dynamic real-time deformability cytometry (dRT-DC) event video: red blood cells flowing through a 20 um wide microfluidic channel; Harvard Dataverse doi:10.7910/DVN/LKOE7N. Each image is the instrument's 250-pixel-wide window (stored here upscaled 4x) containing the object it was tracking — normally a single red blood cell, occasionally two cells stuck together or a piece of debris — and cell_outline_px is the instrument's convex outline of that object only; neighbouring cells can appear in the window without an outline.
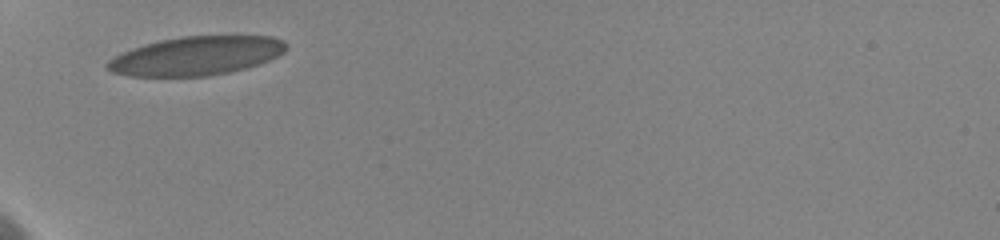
{"species": "human", "species_latin": "Homo sapiens", "temperature_condition": "cold", "stored_images_in_passage": 41, "camera_frame_rate_fps": 3000, "um_per_image_px": 0.085, "donor": {"sex": "female"}, "frame": {"image": 1, "passage_image": 1, "time_ms": 0.0, "image_size_px": [1000, 240], "cell_outline_px": [[288, 48], [284, 52], [268, 60], [244, 68], [228, 72], [208, 76], [132, 76], [112, 72], [104, 64], [108, 60], [132, 48], [144, 44], [160, 40], [180, 36], [272, 36], [284, 40]], "centroid_in_image_um": [16.68, 4.74], "position_along_channel_um": 68.3, "area_um2": 40.17}}
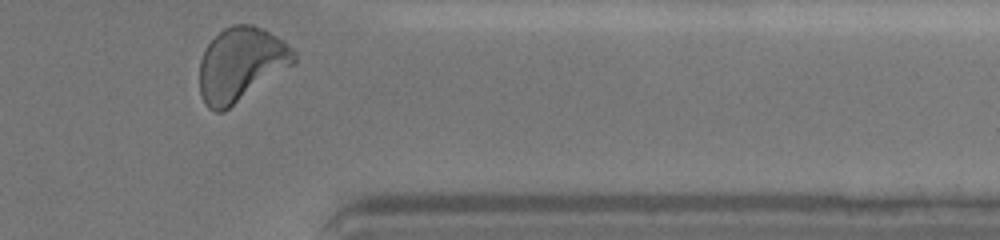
{"frame": {"image": 2, "passage_image": 40, "time_ms": 9.333, "image_size_px": [1000, 240], "cell_outline_px": [[296, 64], [224, 112], [216, 112], [208, 108], [200, 92], [200, 60], [208, 44], [224, 28], [232, 24], [252, 24], [264, 28], [276, 36], [292, 48], [296, 52]], "centroid_in_image_um": [20.51, 5.48], "position_along_channel_um": 390.9, "area_um2": 40.92}, "authors_computed_cell_mechanics": {"area_um2": 39.1306, "velocity_mm_per_s": 3.5738, "shape_relaxation_time_tau1_ms": 4.0965, "shape_relaxation_time_tau2_ms": null, "deformation_change_tau1": 0.1367, "deformation_change_tau2": null}}